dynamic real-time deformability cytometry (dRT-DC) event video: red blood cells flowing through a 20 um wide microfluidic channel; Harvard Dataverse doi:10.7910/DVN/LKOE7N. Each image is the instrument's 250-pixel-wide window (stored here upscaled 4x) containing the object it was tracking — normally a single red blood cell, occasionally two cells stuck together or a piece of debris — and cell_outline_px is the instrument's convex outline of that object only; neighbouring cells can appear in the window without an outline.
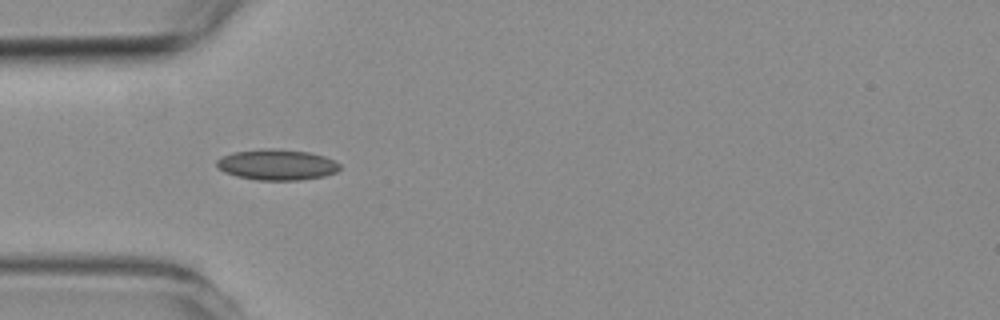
{"species": "common noctule bat (a hibernating species)", "species_latin": "Nyctalus noctula", "temperature_condition": "room temperature", "stored_images_in_passage": 1, "camera_frame_rate_fps": 3000, "um_per_image_px": 0.085, "animal": {"sex": "female", "body_mass_g": 19.3, "forearm_length_mm": 54.1}, "frame": {"image": 1, "passage_image": 1, "time_ms": 0.0, "image_size_px": [1000, 320], "cell_outline_px": [[340, 168], [336, 172], [324, 176], [300, 180], [256, 180], [236, 176], [224, 172], [216, 164], [216, 160], [220, 156], [232, 152], [264, 148], [272, 148], [308, 152], [324, 156], [336, 160], [340, 164]], "centroid_in_image_um": [23.53, 13.99], "position_along_channel_um": 61.5, "area_um2": 22.25}}